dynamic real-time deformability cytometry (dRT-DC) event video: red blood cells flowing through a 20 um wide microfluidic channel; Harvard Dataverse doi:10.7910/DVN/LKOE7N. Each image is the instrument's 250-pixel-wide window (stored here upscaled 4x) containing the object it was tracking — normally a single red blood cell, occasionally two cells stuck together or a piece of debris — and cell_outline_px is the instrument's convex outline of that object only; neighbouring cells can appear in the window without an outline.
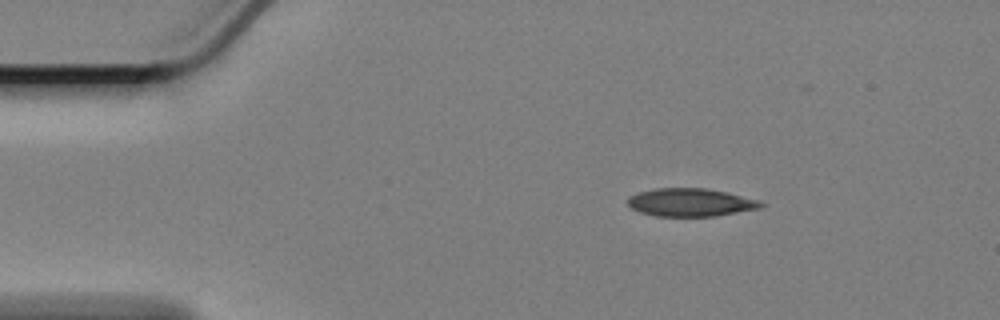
{"species": "Egyptian fruit bat (a non-hibernating species)", "species_latin": "Rousettus aegyptiacus", "temperature_condition": "cold", "stored_images_in_passage": 51, "camera_frame_rate_fps": 3000, "um_per_image_px": 0.085, "animal": {"sex": "female"}, "frame": {"image": 1, "passage_image": 1, "time_ms": 0.0, "image_size_px": [1000, 320], "cell_outline_px": [[764, 204], [760, 208], [716, 216], [656, 216], [640, 212], [632, 208], [628, 204], [628, 196], [640, 192], [656, 188], [708, 188], [756, 200]], "centroid_in_image_um": [58.65, 17.2], "position_along_channel_um": 26.4, "area_um2": 21.44}}
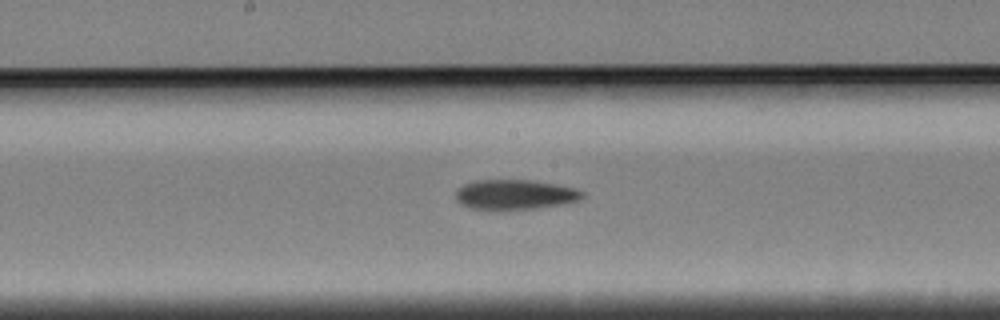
{"frame": {"image": 2, "passage_image": 22, "time_ms": 7.0, "image_size_px": [1000, 320], "cell_outline_px": [[584, 196], [580, 200], [564, 204], [536, 208], [488, 212], [472, 208], [460, 204], [456, 200], [456, 192], [464, 184], [472, 180], [528, 180], [552, 184], [572, 188], [584, 192]], "centroid_in_image_um": [43.71, 16.57], "position_along_channel_um": 204.5, "area_um2": 22.43}}
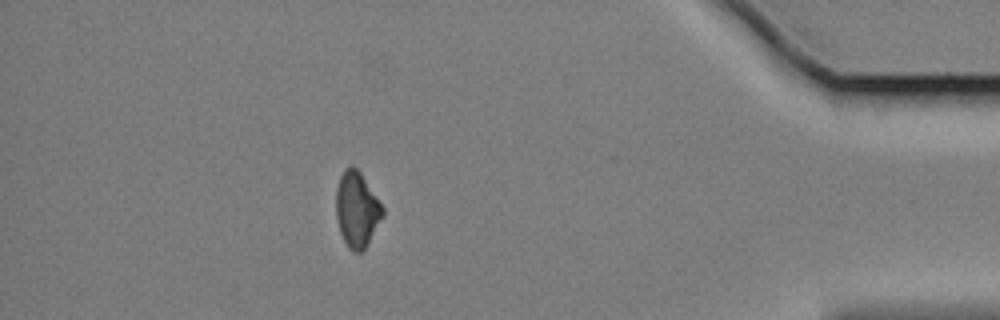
{"frame": {"image": 3, "passage_image": 44, "time_ms": 14.333, "image_size_px": [1000, 320], "cell_outline_px": [[384, 216], [364, 252], [352, 252], [348, 248], [340, 232], [336, 216], [336, 188], [340, 176], [344, 168], [352, 164], [360, 172], [384, 208]], "centroid_in_image_um": [30.34, 17.83], "position_along_channel_um": 404.9, "area_um2": 20.75}}